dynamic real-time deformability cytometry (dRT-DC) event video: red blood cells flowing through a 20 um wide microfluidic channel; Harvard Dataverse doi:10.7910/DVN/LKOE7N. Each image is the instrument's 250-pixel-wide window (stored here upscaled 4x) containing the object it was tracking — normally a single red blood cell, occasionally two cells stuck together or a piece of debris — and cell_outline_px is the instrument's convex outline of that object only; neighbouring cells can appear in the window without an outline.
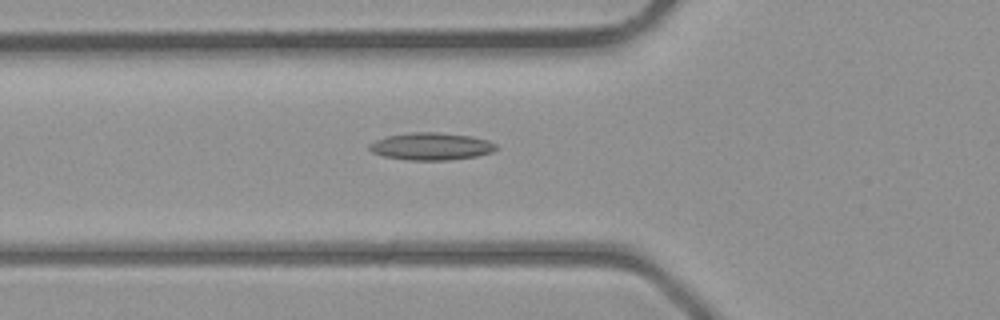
{"species": "common noctule bat (a hibernating species)", "species_latin": "Nyctalus noctula", "temperature_condition": "room temperature", "stored_images_in_passage": 17, "camera_frame_rate_fps": 3000, "um_per_image_px": 0.085, "animal": {"sex": "male", "body_mass_g": 23.1, "forearm_length_mm": 52.7}, "frame": {"image": 1, "passage_image": 2, "time_ms": 0.333, "image_size_px": [1000, 320], "cell_outline_px": [[496, 148], [492, 152], [476, 156], [448, 160], [408, 160], [384, 156], [372, 152], [368, 148], [368, 144], [376, 140], [388, 136], [412, 132], [436, 132], [472, 136], [488, 140], [496, 144]], "centroid_in_image_um": [36.64, 12.44], "position_along_channel_um": 89.2, "area_um2": 20.11}}
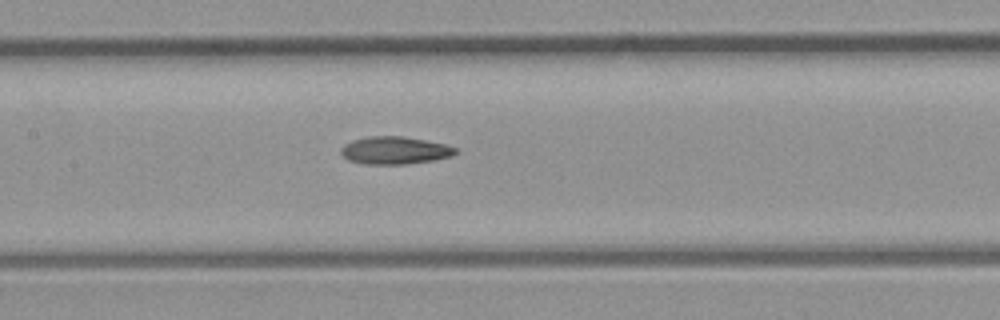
{"frame": {"image": 2, "passage_image": 7, "time_ms": 2.0, "image_size_px": [1000, 320], "cell_outline_px": [[460, 152], [452, 156], [432, 160], [404, 164], [364, 164], [348, 160], [340, 152], [340, 148], [344, 144], [352, 140], [368, 136], [400, 136], [424, 140], [444, 144], [456, 148]], "centroid_in_image_um": [33.54, 12.78], "position_along_channel_um": 173.9, "area_um2": 18.38}}
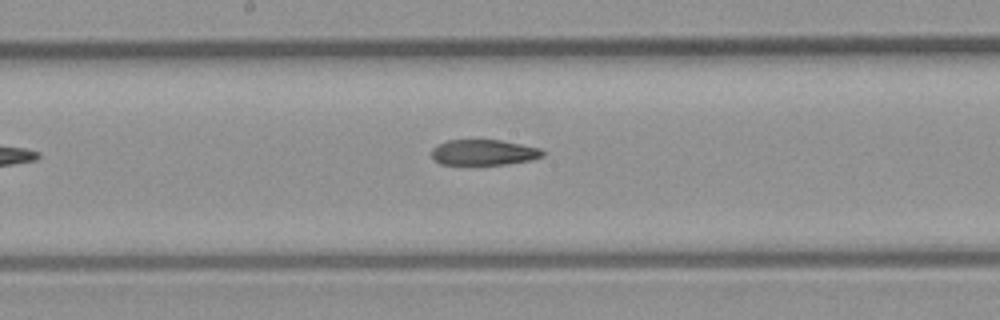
{"frame": {"image": 3, "passage_image": 9, "time_ms": 2.667, "image_size_px": [1000, 320], "cell_outline_px": [[544, 156], [532, 160], [508, 164], [440, 164], [432, 160], [432, 148], [448, 140], [500, 140], [540, 148], [544, 152]], "centroid_in_image_um": [41.12, 12.96], "position_along_channel_um": 207.1, "area_um2": 16.53}}